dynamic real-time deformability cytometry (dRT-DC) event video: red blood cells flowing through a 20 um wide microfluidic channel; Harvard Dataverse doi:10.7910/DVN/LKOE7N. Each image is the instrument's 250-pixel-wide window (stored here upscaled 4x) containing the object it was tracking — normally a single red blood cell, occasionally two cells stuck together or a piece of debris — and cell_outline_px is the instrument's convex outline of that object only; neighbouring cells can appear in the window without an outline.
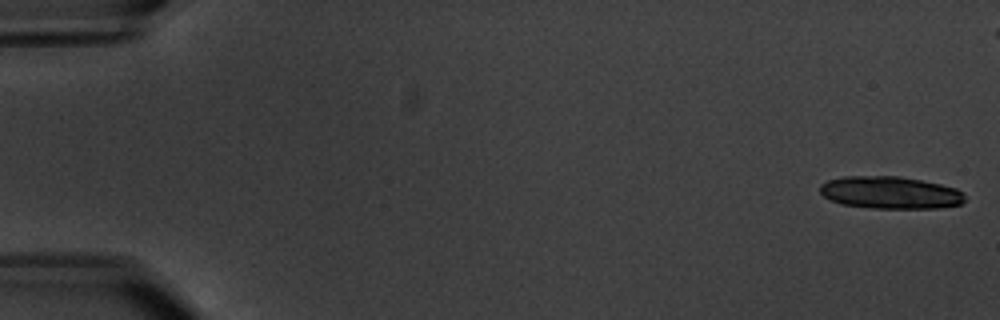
{"species": "common noctule bat (a hibernating species)", "species_latin": "Nyctalus noctula", "temperature_condition": "warm", "stored_images_in_passage": 7, "camera_frame_rate_fps": 3000, "um_per_image_px": 0.085, "animal": {"sex": "male", "body_mass_g": 20.1, "forearm_length_mm": 53.5}, "frame": {"image": 1, "passage_image": 1, "time_ms": 0.0, "image_size_px": [1000, 320], "cell_outline_px": [[964, 200], [960, 204], [940, 208], [872, 208], [840, 204], [824, 196], [820, 192], [820, 184], [828, 180], [844, 176], [900, 176], [940, 184], [956, 188], [964, 192]], "centroid_in_image_um": [75.67, 16.37], "position_along_channel_um": 9.3, "area_um2": 27.34}}